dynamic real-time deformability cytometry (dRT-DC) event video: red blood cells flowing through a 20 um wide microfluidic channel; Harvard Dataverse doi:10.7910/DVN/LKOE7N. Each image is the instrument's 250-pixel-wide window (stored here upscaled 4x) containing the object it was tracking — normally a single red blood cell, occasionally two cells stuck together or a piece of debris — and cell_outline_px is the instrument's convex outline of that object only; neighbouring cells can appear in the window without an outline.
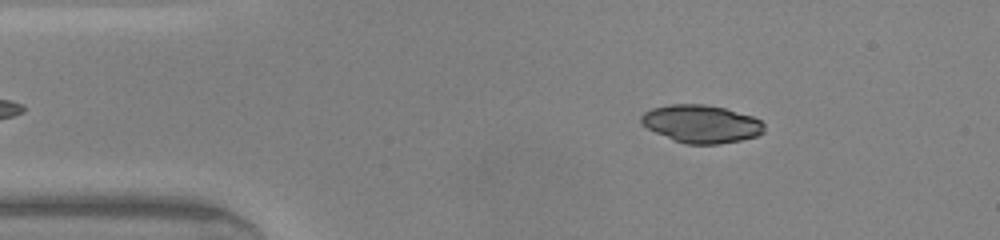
{"species": "common noctule bat (a hibernating species)", "species_latin": "Nyctalus noctula", "temperature_condition": "warm", "stored_images_in_passage": 45, "camera_frame_rate_fps": 3000, "um_per_image_px": 0.085, "animal": {"sex": "male", "body_mass_g": 20.0, "forearm_length_mm": 53.3}, "frame": {"image": 1, "passage_image": 6, "time_ms": 1.667, "image_size_px": [1000, 240], "cell_outline_px": [[764, 132], [756, 136], [740, 140], [720, 144], [688, 144], [672, 140], [640, 124], [640, 116], [644, 112], [652, 108], [668, 104], [704, 104], [724, 108], [752, 116], [760, 120], [764, 124]], "centroid_in_image_um": [59.59, 10.52], "position_along_channel_um": 25.4, "area_um2": 27.17}}
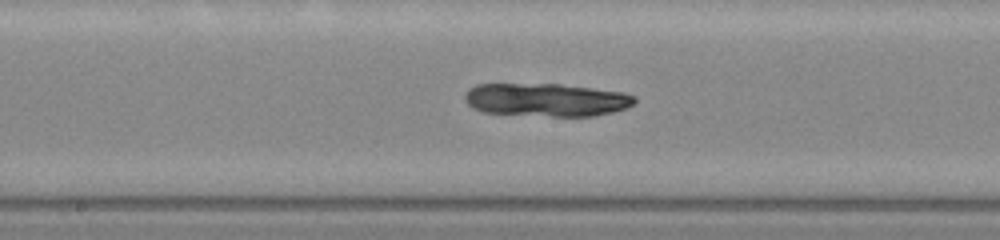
{"frame": {"image": 2, "passage_image": 22, "time_ms": 7.0, "image_size_px": [1000, 240], "cell_outline_px": [[636, 100], [628, 108], [612, 112], [592, 116], [552, 116], [484, 112], [472, 108], [464, 100], [464, 96], [468, 88], [476, 84], [560, 84], [624, 92], [636, 96]], "centroid_in_image_um": [46.43, 8.48], "position_along_channel_um": 201.8, "area_um2": 32.83}}
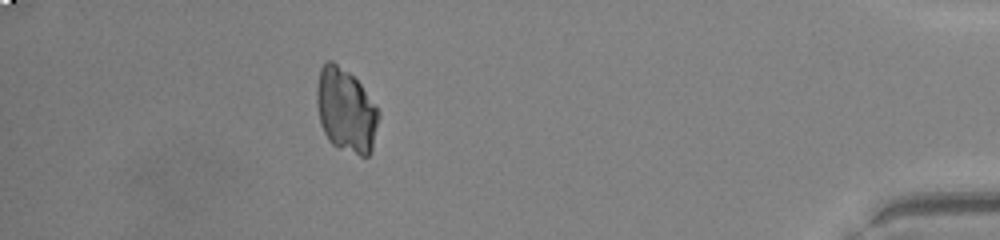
{"frame": {"image": 3, "passage_image": 40, "time_ms": 13.0, "image_size_px": [1000, 240], "cell_outline_px": [[380, 116], [372, 148], [368, 156], [360, 156], [336, 148], [328, 140], [320, 124], [316, 104], [316, 88], [320, 68], [324, 60], [332, 60], [348, 72], [360, 84], [380, 112]], "centroid_in_image_um": [29.38, 9.39], "position_along_channel_um": 405.8, "area_um2": 30.52}}